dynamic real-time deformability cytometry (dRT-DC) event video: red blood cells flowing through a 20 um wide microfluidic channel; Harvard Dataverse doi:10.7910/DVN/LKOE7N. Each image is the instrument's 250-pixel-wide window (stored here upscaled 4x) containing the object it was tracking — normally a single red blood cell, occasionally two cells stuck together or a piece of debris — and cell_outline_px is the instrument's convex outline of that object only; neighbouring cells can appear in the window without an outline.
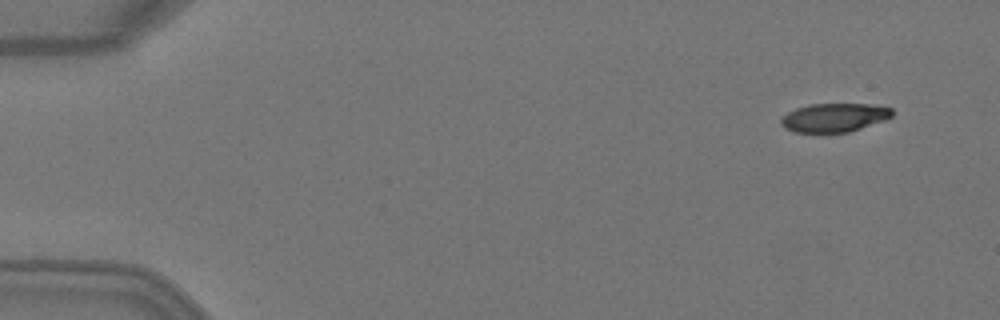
{"species": "Egyptian fruit bat (a non-hibernating species)", "species_latin": "Rousettus aegyptiacus", "temperature_condition": "warm", "stored_images_in_passage": 4, "camera_frame_rate_fps": 3000, "um_per_image_px": 0.085, "animal": {"sex": "female"}, "frame": {"image": 1, "passage_image": 1, "time_ms": 0.0, "image_size_px": [1000, 320], "cell_outline_px": [[892, 116], [884, 120], [848, 132], [792, 132], [784, 128], [780, 124], [780, 120], [788, 112], [796, 108], [808, 104], [868, 104], [892, 108]], "centroid_in_image_um": [70.87, 9.99], "position_along_channel_um": 14.1, "area_um2": 18.44}}